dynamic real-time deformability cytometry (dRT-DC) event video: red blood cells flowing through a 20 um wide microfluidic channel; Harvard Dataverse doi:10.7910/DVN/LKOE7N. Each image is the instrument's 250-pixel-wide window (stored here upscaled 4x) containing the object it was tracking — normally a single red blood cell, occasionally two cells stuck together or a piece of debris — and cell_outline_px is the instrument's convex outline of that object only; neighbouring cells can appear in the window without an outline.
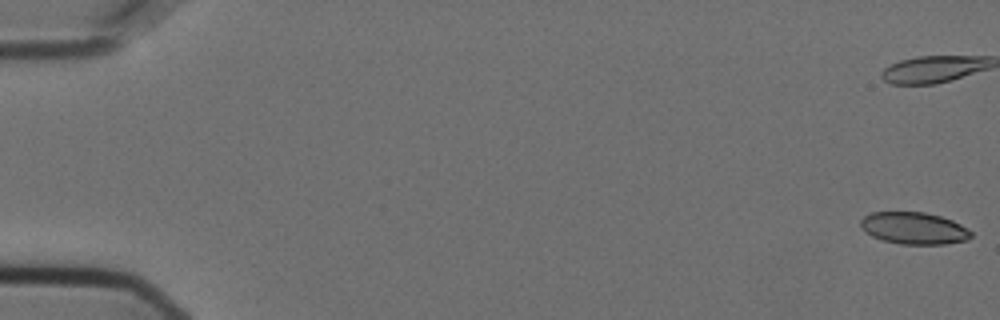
{"species": "Egyptian fruit bat (a non-hibernating species)", "species_latin": "Rousettus aegyptiacus", "temperature_condition": "cold", "stored_images_in_passage": 39, "camera_frame_rate_fps": 3000, "um_per_image_px": 0.085, "animal": {"sex": "female"}, "frame": {"image": 1, "passage_image": 1, "time_ms": 0.0, "image_size_px": [1000, 320], "cell_outline_px": [[972, 236], [968, 240], [944, 244], [900, 244], [884, 240], [872, 236], [860, 224], [860, 220], [864, 216], [872, 212], [924, 212], [940, 216], [952, 220], [960, 224], [972, 232]], "centroid_in_image_um": [77.71, 19.39], "position_along_channel_um": 7.3, "area_um2": 20.4}}